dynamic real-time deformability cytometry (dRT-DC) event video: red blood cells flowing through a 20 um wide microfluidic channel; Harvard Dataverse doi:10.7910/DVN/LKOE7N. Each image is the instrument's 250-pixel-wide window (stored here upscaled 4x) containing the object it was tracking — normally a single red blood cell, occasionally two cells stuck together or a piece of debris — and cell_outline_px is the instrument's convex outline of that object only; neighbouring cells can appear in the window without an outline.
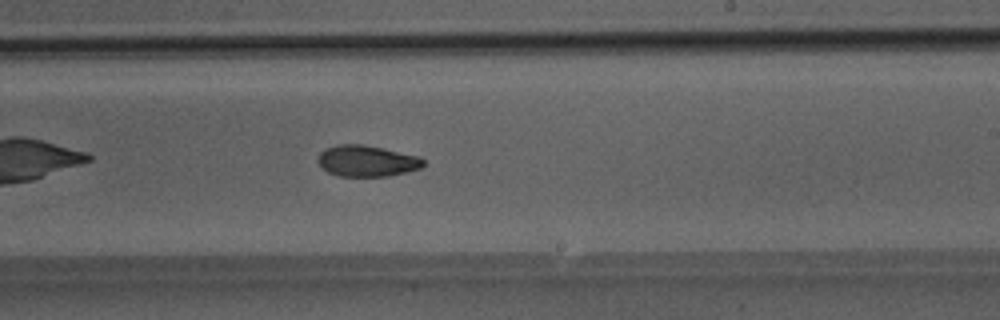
{"species": "Egyptian fruit bat (a non-hibernating species)", "species_latin": "Rousettus aegyptiacus", "temperature_condition": "room temperature", "stored_images_in_passage": 35, "camera_frame_rate_fps": 3000, "um_per_image_px": 0.085, "animal": {"sex": "male"}, "frame": {"image": 1, "passage_image": 16, "time_ms": 5.0, "image_size_px": [1000, 320], "cell_outline_px": [[424, 164], [420, 168], [388, 176], [340, 176], [328, 172], [320, 164], [320, 152], [324, 148], [336, 144], [364, 144], [384, 148], [420, 156], [424, 160]], "centroid_in_image_um": [31.2, 13.66], "position_along_channel_um": 257.8, "area_um2": 19.07}}
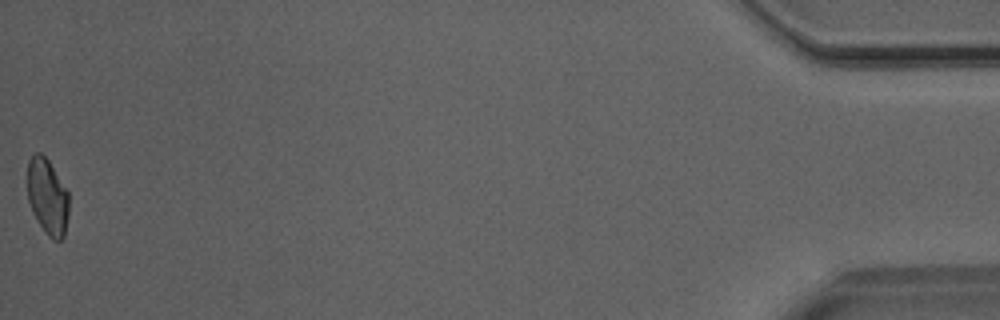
{"frame": {"image": 2, "passage_image": 35, "time_ms": 11.333, "image_size_px": [1000, 320], "cell_outline_px": [[68, 216], [64, 236], [60, 240], [52, 240], [48, 236], [32, 212], [28, 200], [28, 160], [36, 152], [40, 152], [48, 160], [68, 192]], "centroid_in_image_um": [4.03, 16.73], "position_along_channel_um": 431.2, "area_um2": 18.15}}